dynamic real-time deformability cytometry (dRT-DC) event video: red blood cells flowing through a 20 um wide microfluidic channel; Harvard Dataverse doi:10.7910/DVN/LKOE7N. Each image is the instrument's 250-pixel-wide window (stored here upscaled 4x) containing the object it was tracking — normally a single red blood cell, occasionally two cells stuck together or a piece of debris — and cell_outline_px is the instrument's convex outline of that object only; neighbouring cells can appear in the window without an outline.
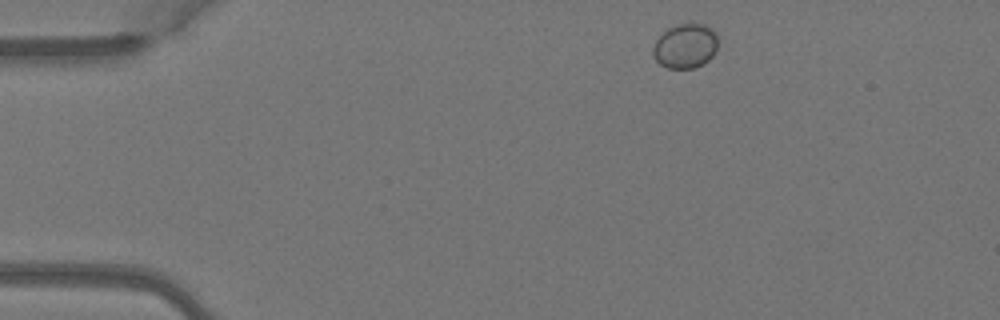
{"species": "Egyptian fruit bat (a non-hibernating species)", "species_latin": "Rousettus aegyptiacus", "temperature_condition": "warm", "stored_images_in_passage": 3, "camera_frame_rate_fps": 3000, "um_per_image_px": 0.085, "animal": {"sex": "female"}, "frame": {"image": 1, "passage_image": 1, "time_ms": 0.0, "image_size_px": [1000, 320], "cell_outline_px": [[716, 52], [704, 64], [692, 68], [668, 68], [660, 64], [652, 56], [652, 48], [656, 40], [668, 28], [676, 24], [688, 20], [704, 24], [712, 28], [716, 32]], "centroid_in_image_um": [58.25, 3.87], "position_along_channel_um": 26.7, "area_um2": 17.28}}